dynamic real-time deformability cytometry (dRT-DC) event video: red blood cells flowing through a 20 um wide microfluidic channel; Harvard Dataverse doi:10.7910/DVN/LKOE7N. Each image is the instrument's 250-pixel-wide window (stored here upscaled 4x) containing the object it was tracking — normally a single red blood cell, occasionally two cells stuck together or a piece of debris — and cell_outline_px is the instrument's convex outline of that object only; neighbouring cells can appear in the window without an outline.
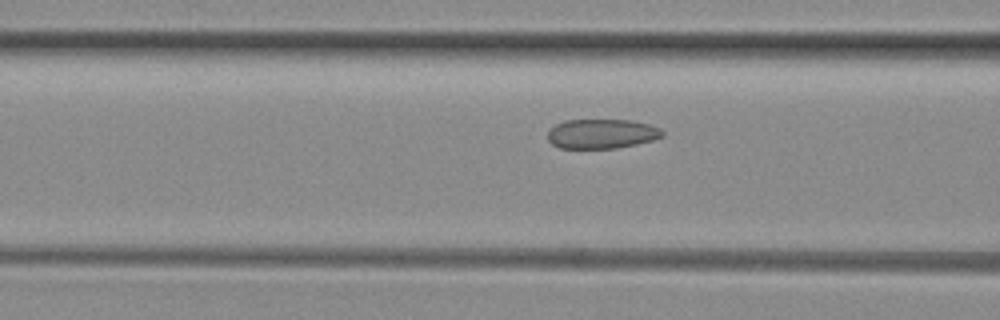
{"species": "common noctule bat (a hibernating species)", "species_latin": "Nyctalus noctula", "temperature_condition": "room temperature", "stored_images_in_passage": 36, "camera_frame_rate_fps": 3000, "um_per_image_px": 0.085, "animal": {"sex": "female", "body_mass_g": 29.2, "forearm_length_mm": 56.3}, "frame": {"image": 1, "passage_image": 5, "time_ms": 1.333, "image_size_px": [1000, 320], "cell_outline_px": [[664, 136], [652, 140], [636, 144], [616, 148], [560, 148], [552, 144], [548, 140], [548, 128], [564, 120], [632, 120], [648, 124], [660, 128], [664, 132]], "centroid_in_image_um": [51.13, 11.36], "position_along_channel_um": 115.5, "area_um2": 19.83}}
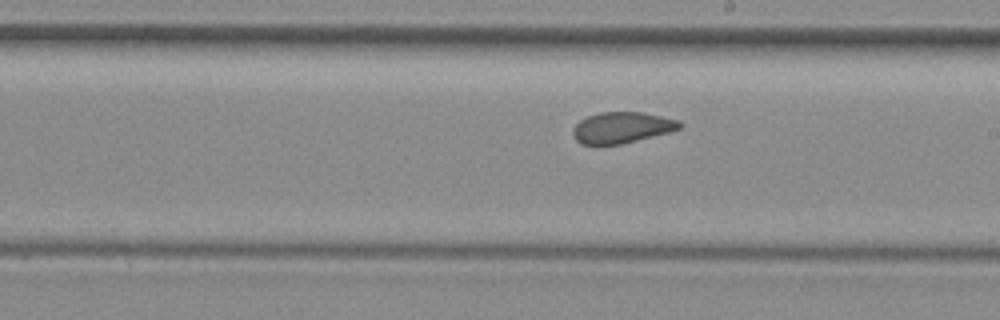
{"frame": {"image": 2, "passage_image": 14, "time_ms": 4.333, "image_size_px": [1000, 320], "cell_outline_px": [[684, 124], [680, 128], [668, 132], [620, 144], [580, 144], [572, 136], [572, 128], [580, 120], [588, 116], [600, 112], [644, 112], [680, 120]], "centroid_in_image_um": [52.85, 10.83], "position_along_channel_um": 236.2, "area_um2": 19.31}}
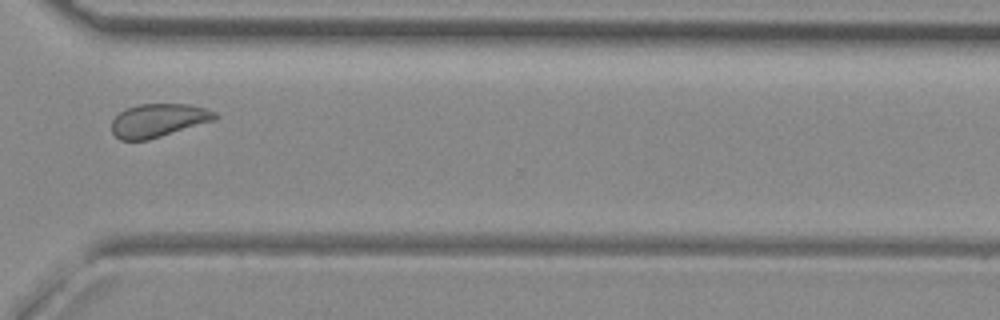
{"frame": {"image": 3, "passage_image": 23, "time_ms": 7.333, "image_size_px": [1000, 320], "cell_outline_px": [[216, 120], [148, 140], [120, 140], [112, 132], [112, 120], [120, 112], [136, 104], [188, 104], [204, 108], [216, 112]], "centroid_in_image_um": [13.46, 10.23], "position_along_channel_um": 357.1, "area_um2": 20.0}, "authors_computed_cell_mechanics": {"area_um2": 20.23, "velocity_mm_per_s": 4.0334, "shape_relaxation_time_tau1_ms": null, "shape_relaxation_time_tau2_ms": 1.1521, "deformation_change_tau1": null, "deformation_change_tau2": 0.0658}}